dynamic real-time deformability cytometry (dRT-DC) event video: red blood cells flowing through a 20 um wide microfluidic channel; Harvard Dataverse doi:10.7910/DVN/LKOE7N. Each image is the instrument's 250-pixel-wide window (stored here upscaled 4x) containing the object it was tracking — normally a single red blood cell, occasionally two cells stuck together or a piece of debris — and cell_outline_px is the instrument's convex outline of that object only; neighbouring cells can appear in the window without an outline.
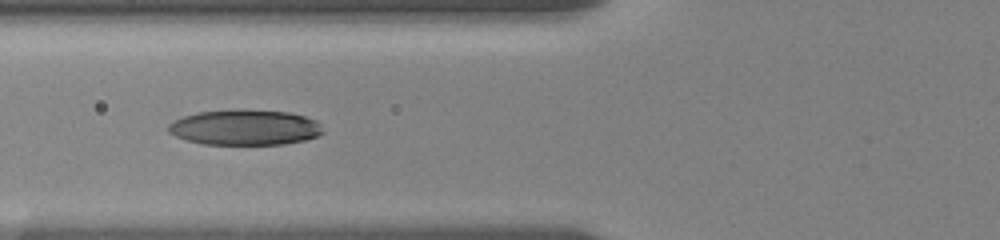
{"species": "human", "species_latin": "Homo sapiens", "temperature_condition": "room temperature", "stored_images_in_passage": 28, "camera_frame_rate_fps": 3000, "um_per_image_px": 0.085, "donor": {"sex": "female"}, "frame": {"image": 1, "passage_image": 11, "time_ms": 5.0, "image_size_px": [1000, 240], "cell_outline_px": [[324, 132], [316, 136], [304, 140], [284, 144], [204, 144], [188, 140], [176, 136], [168, 132], [168, 124], [184, 116], [196, 112], [240, 108], [244, 108], [288, 112], [304, 116], [316, 120], [320, 124]], "centroid_in_image_um": [20.82, 10.81], "position_along_channel_um": 105.0, "area_um2": 32.14}}
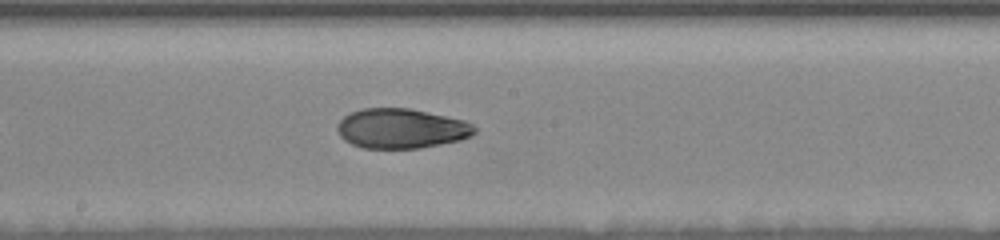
{"frame": {"image": 2, "passage_image": 16, "time_ms": 8.0, "image_size_px": [1000, 240], "cell_outline_px": [[476, 132], [472, 136], [460, 140], [420, 148], [364, 148], [352, 144], [344, 140], [340, 136], [336, 128], [336, 124], [344, 116], [352, 112], [364, 108], [408, 108], [448, 116], [464, 120], [472, 124], [476, 128]], "centroid_in_image_um": [34.11, 10.92], "position_along_channel_um": 214.1, "area_um2": 31.91}}
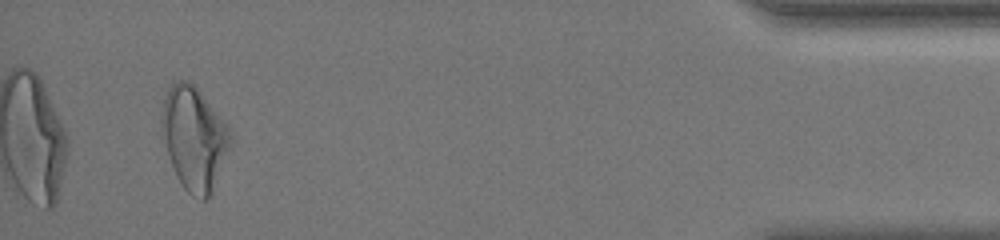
{"frame": {"image": 3, "passage_image": 27, "time_ms": 15.333, "image_size_px": [1000, 240], "cell_outline_px": [[232, 140], [212, 192], [204, 200], [200, 200], [192, 196], [184, 188], [176, 176], [160, 128], [160, 120], [164, 96], [168, 88], [176, 80], [188, 80], [200, 92], [228, 124], [232, 132]], "centroid_in_image_um": [16.5, 11.73], "position_along_channel_um": 418.7, "area_um2": 41.15}, "authors_computed_cell_mechanics": {"area_um2": 32.8304, "velocity_mm_per_s": 3.6402, "shape_relaxation_time_tau1_ms": 4.6818, "shape_relaxation_time_tau2_ms": 4.53, "deformation_change_tau1": 0.1755, "deformation_change_tau2": 0.0954}}